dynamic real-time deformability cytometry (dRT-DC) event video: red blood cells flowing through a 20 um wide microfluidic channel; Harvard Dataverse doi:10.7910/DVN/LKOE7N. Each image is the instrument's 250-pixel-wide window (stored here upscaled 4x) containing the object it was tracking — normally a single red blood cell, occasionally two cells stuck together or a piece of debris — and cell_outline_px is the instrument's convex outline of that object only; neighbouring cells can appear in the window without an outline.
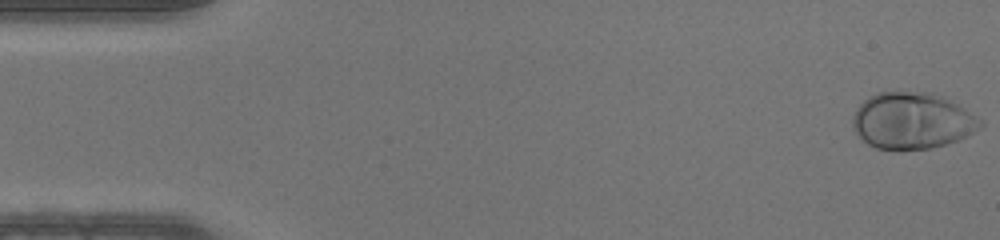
{"species": "human", "species_latin": "Homo sapiens", "temperature_condition": "warm", "stored_images_in_passage": 47, "camera_frame_rate_fps": 3000, "um_per_image_px": 0.085, "donor": {"sex": "male"}, "frame": {"image": 1, "passage_image": 1, "time_ms": 0.0, "image_size_px": [1000, 240], "cell_outline_px": [[984, 124], [980, 128], [968, 136], [932, 148], [900, 152], [896, 152], [876, 148], [868, 144], [856, 132], [852, 124], [852, 116], [856, 108], [864, 100], [880, 92], [932, 92], [964, 108], [976, 116]], "centroid_in_image_um": [77.51, 10.3], "position_along_channel_um": 7.5, "area_um2": 42.19}}
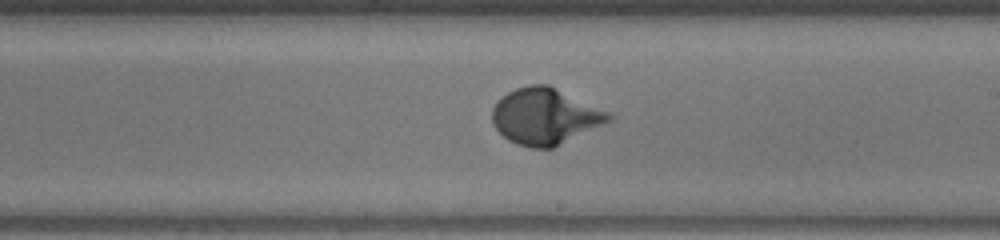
{"frame": {"image": 2, "passage_image": 27, "time_ms": 8.667, "image_size_px": [1000, 240], "cell_outline_px": [[612, 120], [604, 124], [552, 148], [532, 148], [516, 144], [508, 140], [492, 124], [492, 108], [496, 100], [500, 96], [516, 88], [528, 84], [548, 84], [612, 112]], "centroid_in_image_um": [46.33, 9.87], "position_along_channel_um": 242.7, "area_um2": 38.49}}
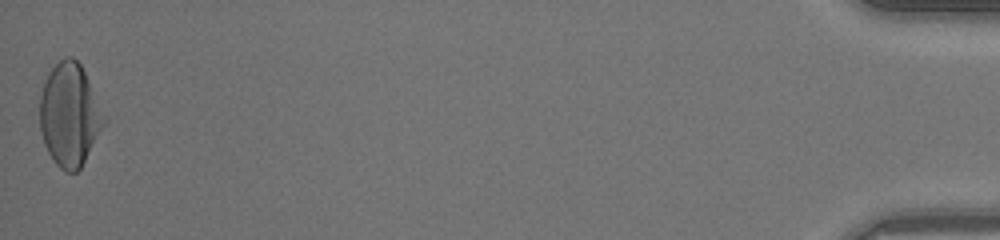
{"frame": {"image": 3, "passage_image": 47, "time_ms": 15.333, "image_size_px": [1000, 240], "cell_outline_px": [[104, 124], [80, 168], [76, 172], [68, 172], [60, 168], [52, 160], [44, 144], [40, 128], [40, 96], [48, 72], [60, 60], [68, 56], [72, 56], [80, 64], [88, 80], [104, 116]], "centroid_in_image_um": [5.88, 9.77], "position_along_channel_um": 429.3, "area_um2": 37.69}}